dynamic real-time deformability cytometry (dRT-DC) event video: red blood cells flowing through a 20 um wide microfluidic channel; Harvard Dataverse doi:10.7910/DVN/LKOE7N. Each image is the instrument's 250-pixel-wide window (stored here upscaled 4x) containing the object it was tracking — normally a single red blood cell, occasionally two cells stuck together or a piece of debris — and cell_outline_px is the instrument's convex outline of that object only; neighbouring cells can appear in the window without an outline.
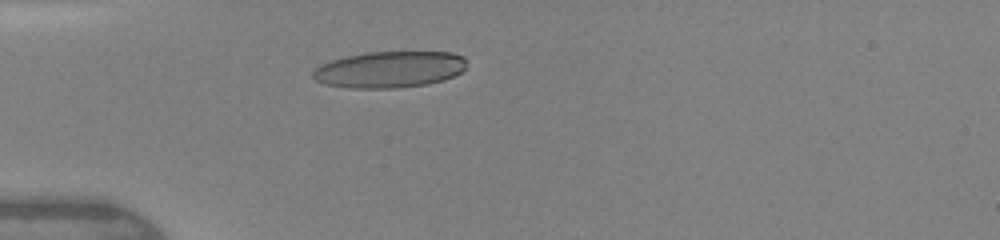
{"species": "human", "species_latin": "Homo sapiens", "temperature_condition": "warm", "stored_images_in_passage": 33, "camera_frame_rate_fps": 3000, "um_per_image_px": 0.085, "donor": {"sex": "female"}, "frame": {"image": 1, "passage_image": 7, "time_ms": 3.667, "image_size_px": [1000, 240], "cell_outline_px": [[464, 68], [460, 72], [444, 80], [428, 84], [396, 88], [352, 88], [324, 84], [316, 80], [312, 76], [312, 72], [320, 64], [332, 60], [348, 56], [368, 52], [452, 52], [464, 56]], "centroid_in_image_um": [33.09, 5.91], "position_along_channel_um": 51.9, "area_um2": 32.48}}
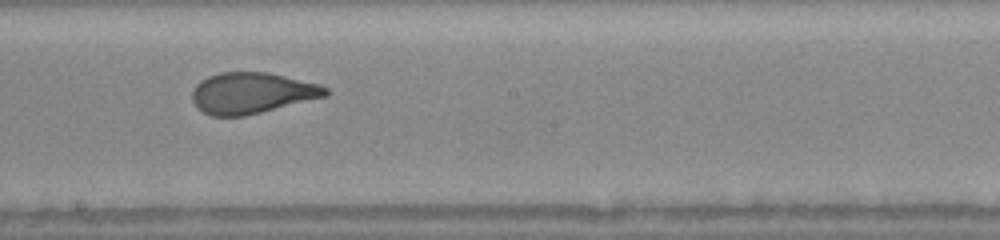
{"frame": {"image": 2, "passage_image": 16, "time_ms": 8.0, "image_size_px": [1000, 240], "cell_outline_px": [[328, 96], [244, 116], [212, 116], [196, 108], [192, 100], [192, 92], [196, 84], [200, 80], [208, 76], [220, 72], [268, 72], [320, 84], [328, 88]], "centroid_in_image_um": [21.4, 7.9], "position_along_channel_um": 226.8, "area_um2": 32.02}}
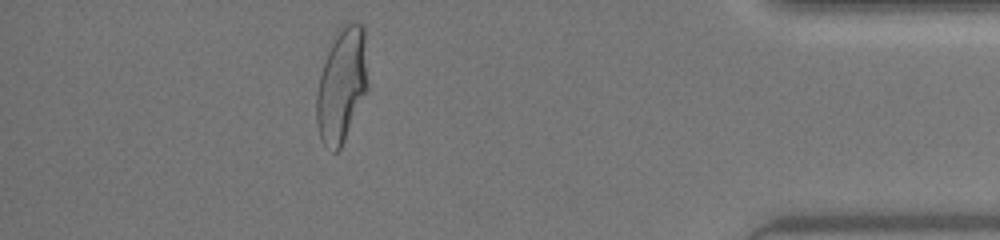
{"frame": {"image": 3, "passage_image": 29, "time_ms": 13.0, "image_size_px": [1000, 240], "cell_outline_px": [[368, 88], [344, 140], [340, 148], [336, 152], [332, 152], [320, 140], [316, 124], [316, 96], [320, 76], [328, 52], [336, 36], [344, 24], [360, 24], [364, 28], [368, 84]], "centroid_in_image_um": [29.04, 7.3], "position_along_channel_um": 406.2, "area_um2": 33.52}, "authors_computed_cell_mechanics": {"area_um2": 32.4258, "velocity_mm_per_s": 4.3592, "shape_relaxation_time_tau1_ms": 3.9642, "shape_relaxation_time_tau2_ms": 0.5752, "deformation_change_tau1": 0.2132, "deformation_change_tau2": 0.0812}}